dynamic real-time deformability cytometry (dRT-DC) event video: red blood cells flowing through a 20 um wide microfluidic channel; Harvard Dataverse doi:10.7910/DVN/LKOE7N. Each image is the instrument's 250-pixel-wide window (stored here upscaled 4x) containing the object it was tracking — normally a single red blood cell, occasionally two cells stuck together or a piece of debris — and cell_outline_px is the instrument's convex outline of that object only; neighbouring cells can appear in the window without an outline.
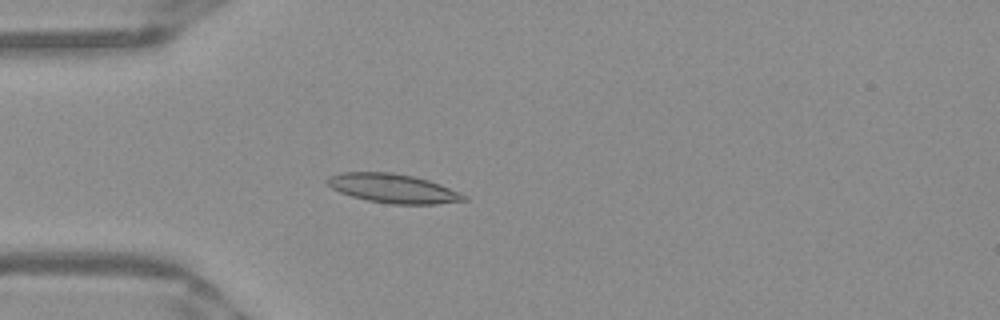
{"species": "Egyptian fruit bat (a non-hibernating species)", "species_latin": "Rousettus aegyptiacus", "temperature_condition": "warm", "stored_images_in_passage": 50, "camera_frame_rate_fps": 3000, "um_per_image_px": 0.085, "frame": {"image": 1, "passage_image": 13, "time_ms": 4.0, "image_size_px": [1000, 320], "cell_outline_px": [[468, 200], [436, 204], [392, 204], [368, 200], [352, 196], [340, 192], [332, 188], [324, 180], [328, 176], [340, 172], [392, 172], [412, 176], [428, 180], [440, 184], [460, 192], [468, 196]], "centroid_in_image_um": [33.41, 16.01], "position_along_channel_um": 51.6, "area_um2": 23.18}}
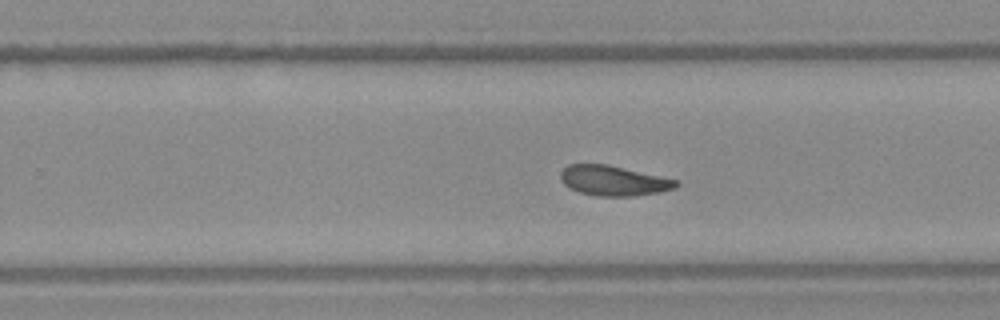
{"frame": {"image": 2, "passage_image": 31, "time_ms": 10.0, "image_size_px": [1000, 320], "cell_outline_px": [[680, 184], [676, 188], [660, 192], [636, 196], [596, 196], [580, 192], [568, 188], [564, 184], [560, 176], [560, 172], [568, 164], [608, 164], [680, 180]], "centroid_in_image_um": [52.19, 15.36], "position_along_channel_um": 277.6, "area_um2": 20.52}}
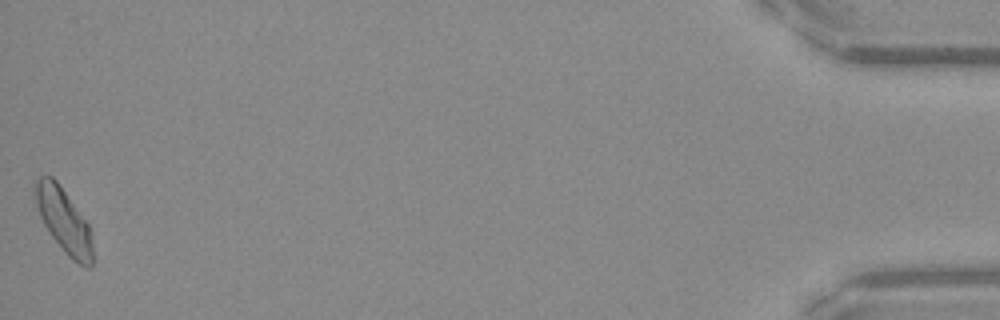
{"frame": {"image": 3, "passage_image": 50, "time_ms": 16.333, "image_size_px": [1000, 320], "cell_outline_px": [[96, 260], [92, 268], [88, 268], [72, 260], [64, 252], [48, 232], [40, 216], [36, 204], [36, 180], [40, 176], [52, 176], [56, 180], [88, 224], [92, 232]], "centroid_in_image_um": [5.51, 18.86], "position_along_channel_um": 429.7, "area_um2": 21.73}, "authors_computed_cell_mechanics": {"area_um2": 20.8658, "velocity_mm_per_s": 3.9191, "shape_relaxation_time_tau1_ms": 6.5543, "shape_relaxation_time_tau2_ms": 2.3952, "deformation_change_tau1": 0.1695, "deformation_change_tau2": 0.093}}